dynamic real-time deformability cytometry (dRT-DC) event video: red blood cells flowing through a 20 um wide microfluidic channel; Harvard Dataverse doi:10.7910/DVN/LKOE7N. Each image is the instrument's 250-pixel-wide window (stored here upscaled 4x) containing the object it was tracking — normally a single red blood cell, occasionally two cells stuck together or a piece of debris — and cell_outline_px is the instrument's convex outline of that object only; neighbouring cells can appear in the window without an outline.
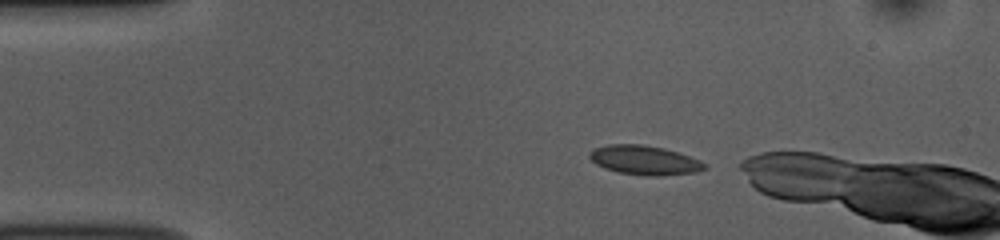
{"species": "common noctule bat (a hibernating species)", "species_latin": "Nyctalus noctula", "temperature_condition": "room temperature", "stored_images_in_passage": 13, "camera_frame_rate_fps": 3000, "um_per_image_px": 0.085, "animal": {"sex": "female", "body_mass_g": 10.0, "forearm_length_mm": 53.1}, "frame": {"image": 1, "passage_image": 3, "time_ms": 0.667, "image_size_px": [1000, 240], "cell_outline_px": [[708, 168], [696, 172], [656, 176], [644, 176], [620, 172], [604, 168], [596, 164], [588, 156], [588, 152], [596, 148], [608, 144], [644, 144], [664, 148], [700, 160], [708, 164]], "centroid_in_image_um": [54.79, 13.61], "position_along_channel_um": 30.2, "area_um2": 19.65}}
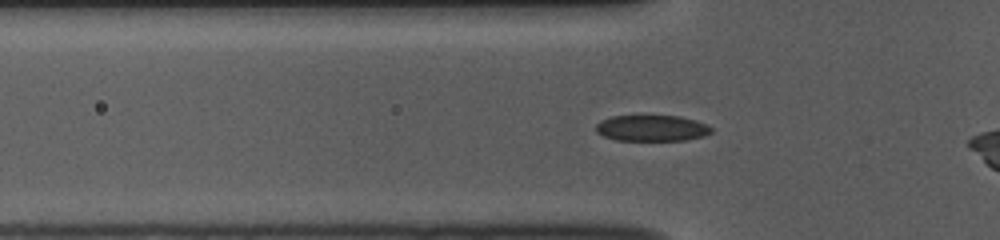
{"frame": {"image": 2, "passage_image": 10, "time_ms": 3.0, "image_size_px": [1000, 240], "cell_outline_px": [[712, 132], [704, 136], [684, 140], [616, 140], [604, 136], [596, 132], [596, 124], [600, 120], [612, 116], [680, 116], [696, 120], [708, 124], [712, 128]], "centroid_in_image_um": [55.42, 10.89], "position_along_channel_um": 70.4, "area_um2": 17.57}}